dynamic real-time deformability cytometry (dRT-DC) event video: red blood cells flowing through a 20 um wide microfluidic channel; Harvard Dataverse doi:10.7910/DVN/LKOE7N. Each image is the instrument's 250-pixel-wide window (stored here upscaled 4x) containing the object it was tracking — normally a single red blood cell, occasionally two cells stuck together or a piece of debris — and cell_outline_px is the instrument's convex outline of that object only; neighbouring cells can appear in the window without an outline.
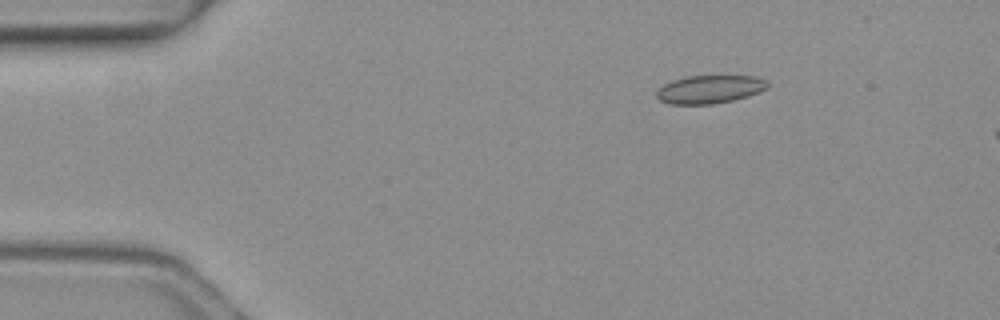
{"species": "common noctule bat (a hibernating species)", "species_latin": "Nyctalus noctula", "temperature_condition": "warm", "stored_images_in_passage": 2, "camera_frame_rate_fps": 3000, "um_per_image_px": 0.085, "animal": {"sex": "female", "body_mass_g": 19.3, "forearm_length_mm": 54.1}, "frame": {"image": 1, "passage_image": 2, "time_ms": 0.333, "image_size_px": [1000, 320], "cell_outline_px": [[768, 88], [748, 96], [732, 100], [712, 104], [672, 104], [660, 100], [656, 96], [656, 92], [664, 84], [672, 80], [688, 76], [756, 76], [768, 80]], "centroid_in_image_um": [60.35, 7.58], "position_along_channel_um": 24.7, "area_um2": 18.15}}